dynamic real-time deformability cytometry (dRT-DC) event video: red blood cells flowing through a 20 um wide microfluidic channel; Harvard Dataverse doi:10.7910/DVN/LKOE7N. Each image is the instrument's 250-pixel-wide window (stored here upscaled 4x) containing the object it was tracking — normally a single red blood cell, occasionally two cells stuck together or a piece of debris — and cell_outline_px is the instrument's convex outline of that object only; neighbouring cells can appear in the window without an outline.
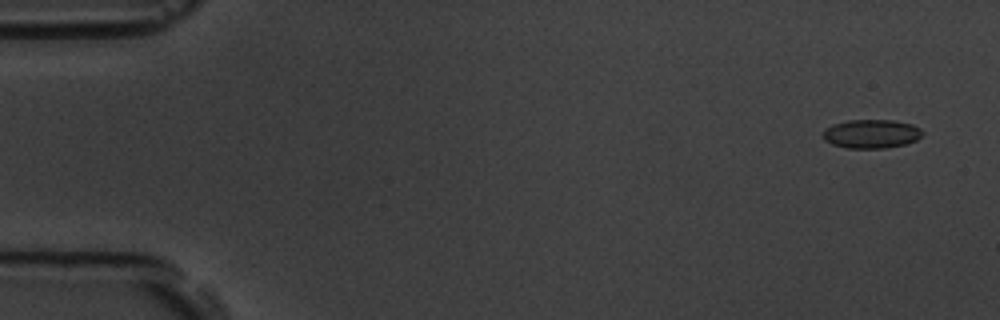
{"species": "common noctule bat (a hibernating species)", "species_latin": "Nyctalus noctula", "temperature_condition": "room temperature", "stored_images_in_passage": 5, "camera_frame_rate_fps": 3000, "um_per_image_px": 0.085, "animal": {"sex": "male", "body_mass_g": 19.5, "forearm_length_mm": 54.6}, "frame": {"image": 1, "passage_image": 1, "time_ms": 0.0, "image_size_px": [1000, 320], "cell_outline_px": [[924, 132], [916, 140], [904, 144], [884, 148], [848, 148], [832, 144], [824, 140], [824, 128], [832, 124], [848, 120], [892, 120], [912, 124], [920, 128]], "centroid_in_image_um": [74.05, 11.37], "position_along_channel_um": 10.9, "area_um2": 16.65}}
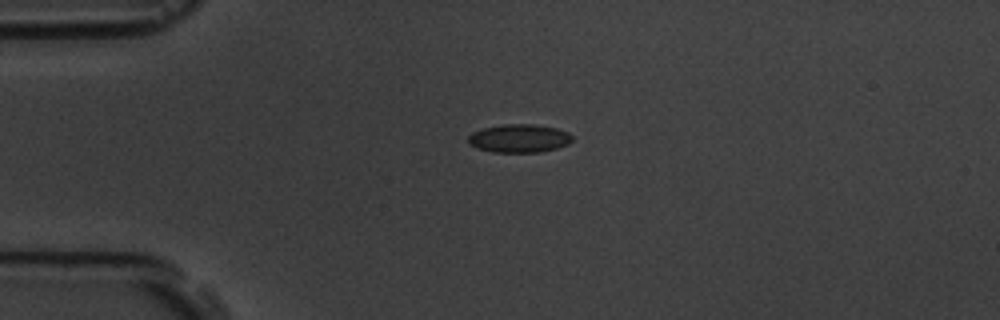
{"frame": {"image": 2, "passage_image": 4, "time_ms": 3.667, "image_size_px": [1000, 320], "cell_outline_px": [[572, 140], [568, 144], [556, 148], [540, 152], [492, 152], [468, 144], [468, 136], [472, 132], [484, 128], [504, 124], [532, 124], [556, 128], [568, 132], [572, 136]], "centroid_in_image_um": [44.13, 11.76], "position_along_channel_um": 40.9, "area_um2": 17.05}}